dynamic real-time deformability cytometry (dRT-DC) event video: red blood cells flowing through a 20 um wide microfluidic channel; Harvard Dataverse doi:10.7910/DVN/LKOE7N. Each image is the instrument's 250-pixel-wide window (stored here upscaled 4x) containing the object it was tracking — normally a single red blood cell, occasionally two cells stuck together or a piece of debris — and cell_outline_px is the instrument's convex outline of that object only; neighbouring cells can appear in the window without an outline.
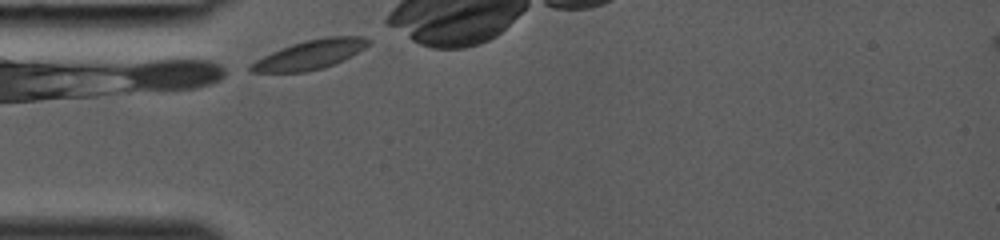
{"species": "common noctule bat (a hibernating species)", "species_latin": "Nyctalus noctula", "temperature_condition": "room temperature", "stored_images_in_passage": 15, "camera_frame_rate_fps": 3000, "um_per_image_px": 0.085, "animal": {"sex": "female", "body_mass_g": 19.0, "forearm_length_mm": 53.3}, "frame": {"image": 1, "passage_image": 1, "time_ms": 0.0, "image_size_px": [1000, 240], "cell_outline_px": [[372, 44], [352, 56], [344, 60], [324, 68], [304, 72], [248, 72], [248, 68], [256, 60], [280, 48], [304, 40], [328, 36], [364, 36], [372, 40]], "centroid_in_image_um": [26.43, 4.63], "position_along_channel_um": 58.6, "area_um2": 20.23}}